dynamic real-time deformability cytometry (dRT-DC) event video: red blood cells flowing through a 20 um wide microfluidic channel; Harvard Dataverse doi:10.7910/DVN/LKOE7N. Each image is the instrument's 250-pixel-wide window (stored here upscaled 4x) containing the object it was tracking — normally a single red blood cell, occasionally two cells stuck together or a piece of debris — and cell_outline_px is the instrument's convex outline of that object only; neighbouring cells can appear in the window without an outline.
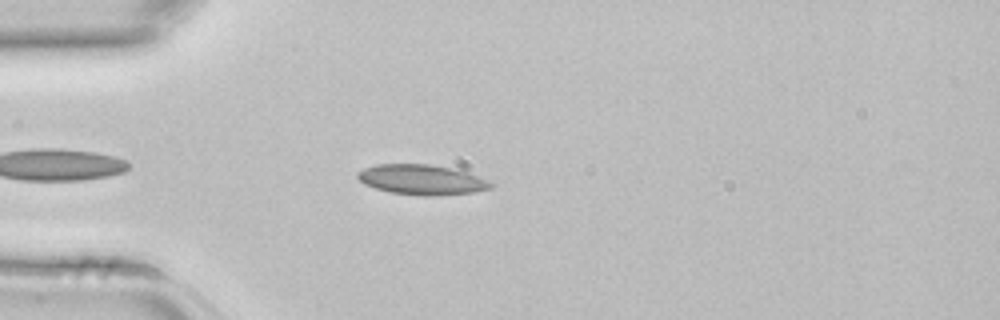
{"species": "common noctule bat (a hibernating species)", "species_latin": "Nyctalus noctula", "temperature_condition": "room temperature", "stored_images_in_passage": 2, "camera_frame_rate_fps": 3000, "um_per_image_px": 0.085, "animal": {"sex": "female", "body_mass_g": 22.7, "forearm_length_mm": 54.2}, "frame": {"image": 1, "passage_image": 2, "time_ms": 0.333, "image_size_px": [1000, 320], "cell_outline_px": [[496, 184], [492, 188], [476, 192], [440, 196], [424, 196], [388, 192], [364, 184], [356, 176], [356, 172], [364, 168], [376, 164], [428, 164], [452, 168], [488, 180]], "centroid_in_image_um": [35.85, 15.28], "position_along_channel_um": 49.1, "area_um2": 23.52}}